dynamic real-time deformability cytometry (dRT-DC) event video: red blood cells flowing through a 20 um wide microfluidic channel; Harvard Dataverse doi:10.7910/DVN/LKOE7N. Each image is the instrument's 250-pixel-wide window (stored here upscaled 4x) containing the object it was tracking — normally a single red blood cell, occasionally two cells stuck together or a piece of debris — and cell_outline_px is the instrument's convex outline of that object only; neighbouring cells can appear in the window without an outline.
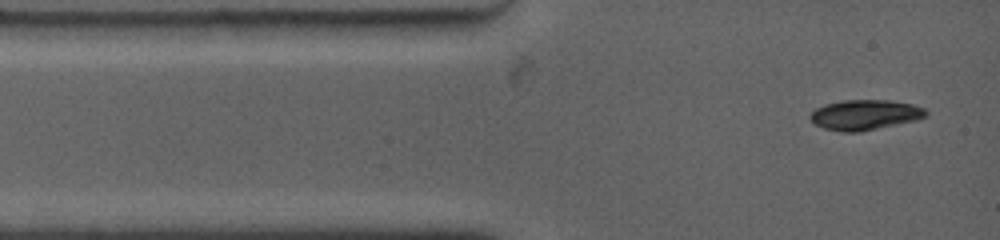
{"species": "common noctule bat (a hibernating species)", "species_latin": "Nyctalus noctula", "temperature_condition": "warm", "stored_images_in_passage": 6, "camera_frame_rate_fps": 4500, "um_per_image_px": 0.085, "animal": {"sex": "female", "body_mass_g": 19.0, "forearm_length_mm": 53.3}, "frame": {"image": 1, "passage_image": 1, "time_ms": 0.0, "image_size_px": [1000, 240], "cell_outline_px": [[928, 116], [916, 120], [860, 132], [840, 132], [824, 128], [816, 124], [808, 116], [816, 108], [824, 104], [844, 100], [888, 100], [912, 104], [924, 108], [928, 112]], "centroid_in_image_um": [73.52, 9.76], "position_along_channel_um": 11.5, "area_um2": 20.35}}
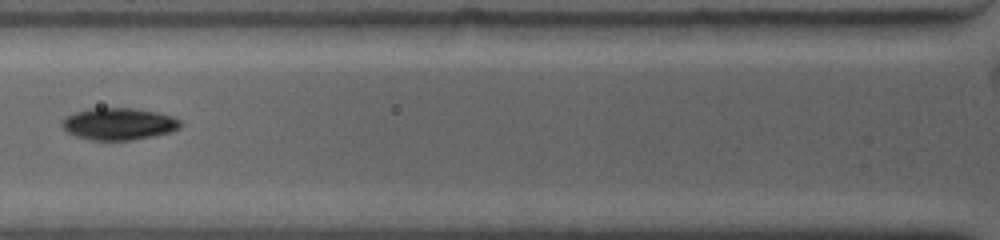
{"frame": {"image": 2, "passage_image": 4, "time_ms": 3.556, "image_size_px": [1000, 240], "cell_outline_px": [[180, 128], [168, 132], [152, 136], [132, 140], [92, 140], [76, 136], [68, 132], [60, 124], [68, 116], [76, 112], [96, 108], [128, 108], [156, 112], [172, 116], [180, 120]], "centroid_in_image_um": [10.1, 10.54], "position_along_channel_um": 115.7, "area_um2": 21.62}}
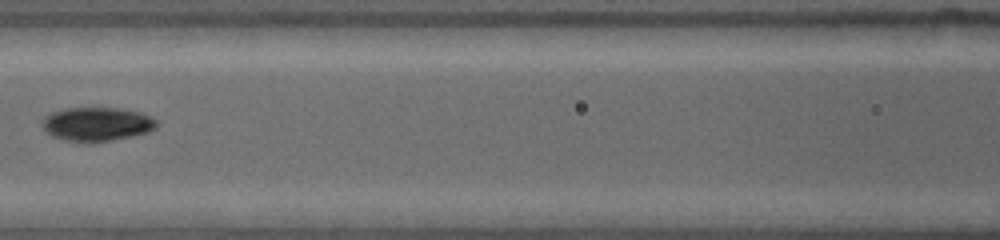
{"frame": {"image": 3, "passage_image": 5, "time_ms": 4.667, "image_size_px": [1000, 240], "cell_outline_px": [[156, 124], [148, 132], [112, 140], [92, 144], [84, 144], [64, 140], [52, 136], [44, 128], [44, 116], [52, 112], [68, 108], [116, 108], [140, 112], [156, 120]], "centroid_in_image_um": [8.2, 10.58], "position_along_channel_um": 158.4, "area_um2": 22.48}}